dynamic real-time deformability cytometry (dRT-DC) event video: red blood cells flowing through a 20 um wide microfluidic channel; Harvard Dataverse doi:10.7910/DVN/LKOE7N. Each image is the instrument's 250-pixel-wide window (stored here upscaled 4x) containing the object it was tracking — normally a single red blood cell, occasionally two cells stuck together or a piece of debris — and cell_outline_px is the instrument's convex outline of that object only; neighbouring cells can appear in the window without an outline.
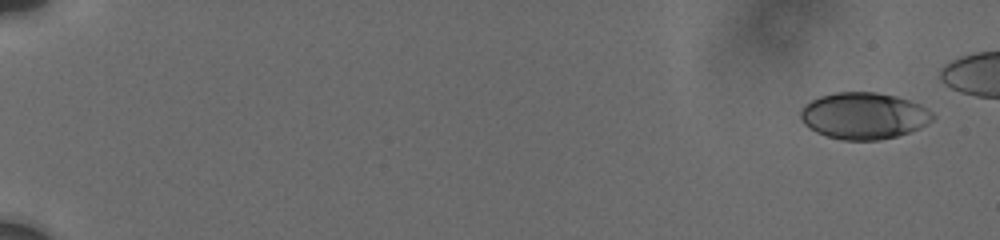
{"species": "human", "species_latin": "Homo sapiens", "temperature_condition": "cold", "stored_images_in_passage": 15, "camera_frame_rate_fps": 3000, "um_per_image_px": 0.085, "donor": {"sex": "male"}, "frame": {"image": 1, "passage_image": 1, "time_ms": 0.0, "image_size_px": [1000, 240], "cell_outline_px": [[932, 120], [920, 128], [896, 136], [880, 140], [840, 140], [816, 132], [804, 124], [800, 116], [800, 112], [812, 100], [820, 96], [836, 92], [876, 92], [896, 96], [920, 104], [932, 116]], "centroid_in_image_um": [73.4, 9.84], "position_along_channel_um": 11.6, "area_um2": 35.43}}
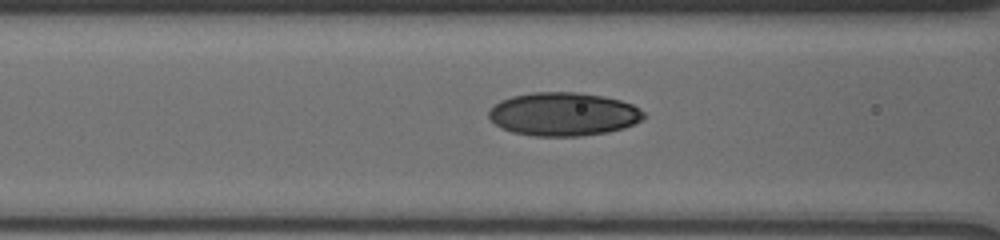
{"frame": {"image": 2, "passage_image": 11, "time_ms": 8.0, "image_size_px": [1000, 240], "cell_outline_px": [[644, 116], [640, 120], [624, 128], [608, 132], [580, 136], [532, 136], [512, 132], [496, 124], [488, 116], [488, 112], [500, 100], [512, 96], [532, 92], [576, 92], [604, 96], [620, 100], [632, 104], [644, 112]], "centroid_in_image_um": [47.89, 9.7], "position_along_channel_um": 118.7, "area_um2": 39.07}}
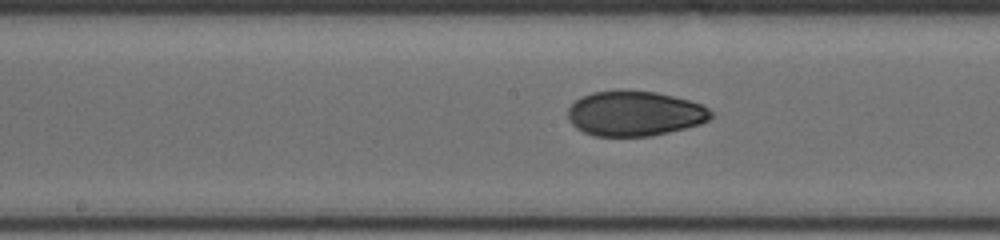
{"frame": {"image": 3, "passage_image": 15, "time_ms": 10.0, "image_size_px": [1000, 240], "cell_outline_px": [[712, 116], [708, 120], [700, 124], [652, 136], [592, 136], [576, 128], [572, 124], [568, 116], [568, 108], [580, 96], [592, 92], [620, 88], [656, 92], [688, 100], [700, 104], [708, 108], [712, 112]], "centroid_in_image_um": [53.91, 9.63], "position_along_channel_um": 194.3, "area_um2": 37.92}}